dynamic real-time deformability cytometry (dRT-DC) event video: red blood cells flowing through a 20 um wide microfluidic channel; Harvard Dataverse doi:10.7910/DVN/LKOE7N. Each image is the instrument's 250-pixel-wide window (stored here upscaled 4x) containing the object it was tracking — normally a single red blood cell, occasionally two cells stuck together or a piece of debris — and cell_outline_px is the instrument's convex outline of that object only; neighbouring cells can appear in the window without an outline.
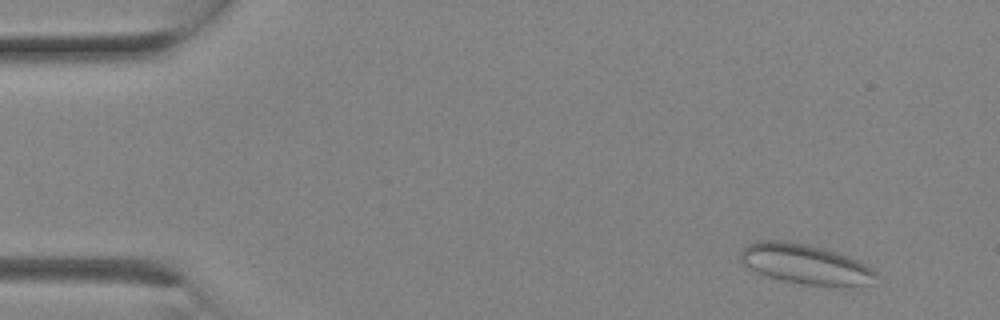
{"species": "Egyptian fruit bat (a non-hibernating species)", "species_latin": "Rousettus aegyptiacus", "temperature_condition": "room temperature", "stored_images_in_passage": 2, "camera_frame_rate_fps": 3000, "um_per_image_px": 0.085, "animal": {"sex": "female"}, "frame": {"image": 1, "passage_image": 1, "time_ms": 0.0, "image_size_px": [1000, 320], "cell_outline_px": [[876, 276], [872, 284], [848, 288], [804, 284], [764, 276], [756, 272], [744, 264], [740, 260], [740, 248], [756, 240], [788, 240], [808, 244], [836, 252], [860, 260], [868, 264], [876, 272]], "centroid_in_image_um": [68.49, 22.46], "position_along_channel_um": 16.5, "area_um2": 32.31}}